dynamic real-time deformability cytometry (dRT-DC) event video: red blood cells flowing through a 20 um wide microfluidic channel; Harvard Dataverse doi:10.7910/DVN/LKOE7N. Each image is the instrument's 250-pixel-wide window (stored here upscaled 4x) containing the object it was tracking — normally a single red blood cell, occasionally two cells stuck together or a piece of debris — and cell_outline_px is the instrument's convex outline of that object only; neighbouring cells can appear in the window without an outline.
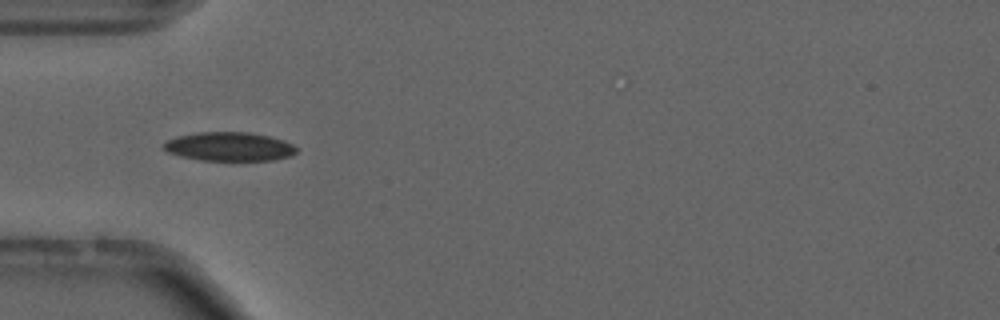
{"species": "common noctule bat (a hibernating species)", "species_latin": "Nyctalus noctula", "temperature_condition": "cold", "stored_images_in_passage": 9, "camera_frame_rate_fps": 3000, "um_per_image_px": 0.085, "animal": {"sex": "male", "forearm_length_mm": 52.5}, "frame": {"image": 1, "passage_image": 3, "time_ms": 0.667, "image_size_px": [1000, 320], "cell_outline_px": [[296, 152], [292, 156], [272, 160], [200, 160], [180, 156], [168, 152], [164, 148], [164, 144], [168, 140], [176, 136], [196, 132], [248, 132], [268, 136], [284, 140], [292, 144], [296, 148]], "centroid_in_image_um": [19.49, 12.45], "position_along_channel_um": 65.5, "area_um2": 22.25}}